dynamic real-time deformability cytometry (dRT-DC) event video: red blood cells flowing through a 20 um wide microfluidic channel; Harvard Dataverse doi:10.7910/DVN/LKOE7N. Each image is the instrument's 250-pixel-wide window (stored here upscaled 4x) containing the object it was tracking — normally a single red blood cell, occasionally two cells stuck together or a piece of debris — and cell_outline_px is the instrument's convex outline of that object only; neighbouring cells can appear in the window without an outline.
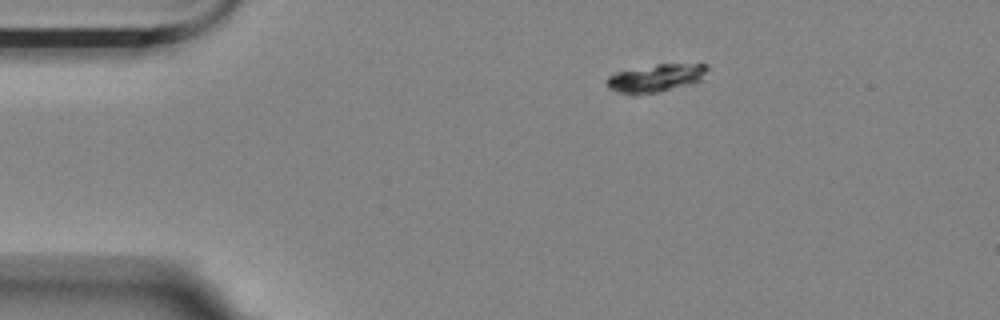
{"species": "Egyptian fruit bat (a non-hibernating species)", "species_latin": "Rousettus aegyptiacus", "temperature_condition": "room temperature", "stored_images_in_passage": 3, "camera_frame_rate_fps": 3000, "um_per_image_px": 0.085, "animal": {"sex": "female"}, "frame": {"image": 1, "passage_image": 1, "time_ms": 0.0, "image_size_px": [1000, 320], "cell_outline_px": [[708, 68], [700, 80], [656, 92], [620, 92], [608, 88], [608, 76], [616, 72], [656, 64], [708, 64]], "centroid_in_image_um": [55.75, 6.59], "position_along_channel_um": 29.3, "area_um2": 15.37}}
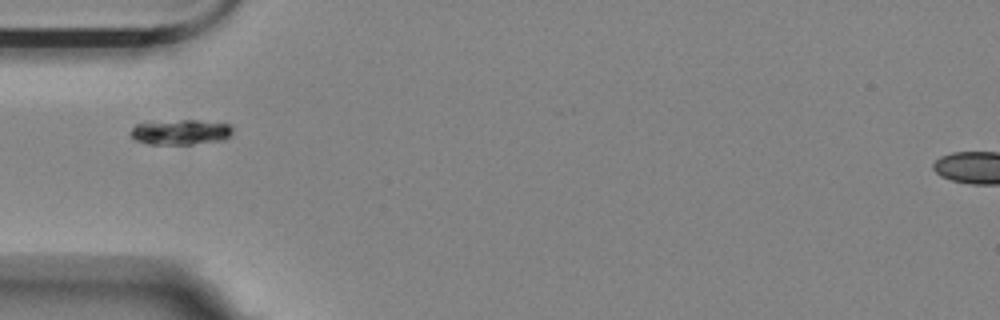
{"frame": {"image": 2, "passage_image": 3, "time_ms": 0.667, "image_size_px": [1000, 320], "cell_outline_px": [[232, 136], [224, 140], [192, 144], [148, 144], [136, 140], [132, 136], [132, 128], [136, 124], [180, 120], [196, 120], [232, 124]], "centroid_in_image_um": [15.43, 11.23], "position_along_channel_um": 69.6, "area_um2": 14.85}}